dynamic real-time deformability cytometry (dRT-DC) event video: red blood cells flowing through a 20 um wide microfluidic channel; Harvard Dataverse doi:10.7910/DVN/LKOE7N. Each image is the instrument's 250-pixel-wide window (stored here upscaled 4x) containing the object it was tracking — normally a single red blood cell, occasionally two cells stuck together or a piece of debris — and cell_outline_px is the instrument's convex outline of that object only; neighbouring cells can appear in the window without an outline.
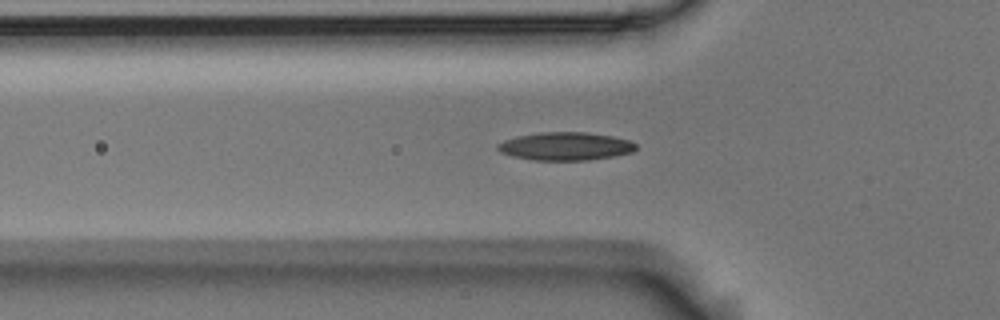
{"species": "Egyptian fruit bat (a non-hibernating species)", "species_latin": "Rousettus aegyptiacus", "temperature_condition": "room temperature", "stored_images_in_passage": 42, "camera_frame_rate_fps": 3000, "um_per_image_px": 0.085, "animal": {"sex": "male"}, "frame": {"image": 1, "passage_image": 12, "time_ms": 3.667, "image_size_px": [1000, 320], "cell_outline_px": [[636, 148], [632, 152], [612, 156], [588, 160], [532, 160], [512, 156], [500, 152], [496, 148], [496, 144], [504, 140], [516, 136], [540, 132], [584, 132], [612, 136], [628, 140], [636, 144]], "centroid_in_image_um": [48.01, 12.43], "position_along_channel_um": 77.8, "area_um2": 22.6}}
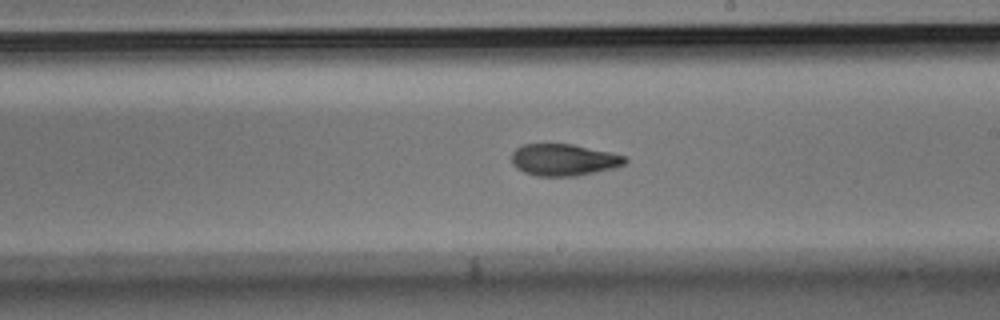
{"frame": {"image": 2, "passage_image": 25, "time_ms": 8.0, "image_size_px": [1000, 320], "cell_outline_px": [[628, 160], [624, 164], [616, 168], [576, 176], [536, 176], [524, 172], [516, 168], [512, 164], [512, 152], [516, 148], [524, 144], [572, 144], [612, 152], [624, 156]], "centroid_in_image_um": [47.93, 13.59], "position_along_channel_um": 241.1, "area_um2": 21.15}}
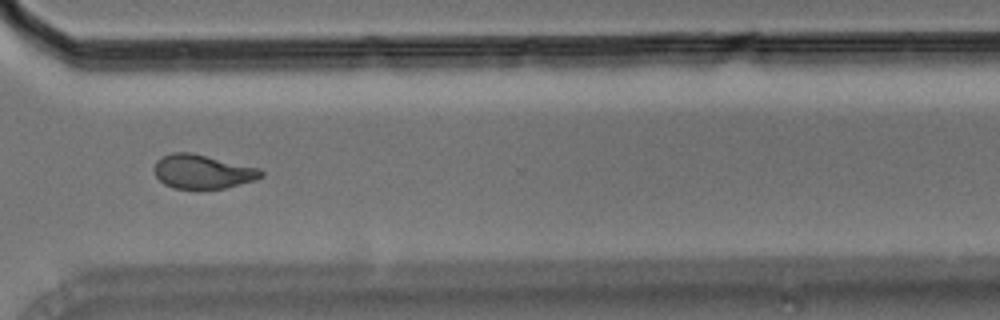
{"frame": {"image": 3, "passage_image": 34, "time_ms": 11.0, "image_size_px": [1000, 320], "cell_outline_px": [[264, 176], [256, 180], [224, 188], [172, 188], [164, 184], [156, 176], [152, 168], [156, 160], [160, 156], [172, 152], [192, 152], [260, 168], [264, 172]], "centroid_in_image_um": [17.2, 14.57], "position_along_channel_um": 353.4, "area_um2": 21.44}}